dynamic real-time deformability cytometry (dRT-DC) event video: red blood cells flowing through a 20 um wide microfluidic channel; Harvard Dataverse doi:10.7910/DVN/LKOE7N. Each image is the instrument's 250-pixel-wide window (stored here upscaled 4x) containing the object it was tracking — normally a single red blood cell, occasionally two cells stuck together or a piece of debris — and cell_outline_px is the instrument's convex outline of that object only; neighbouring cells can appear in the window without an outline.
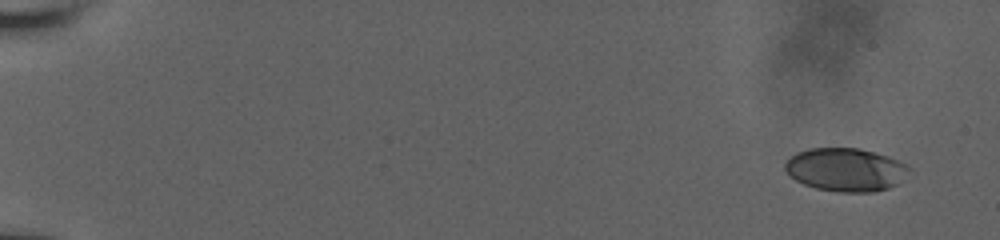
{"species": "human", "species_latin": "Homo sapiens", "temperature_condition": "room temperature", "stored_images_in_passage": 31, "camera_frame_rate_fps": 3000, "um_per_image_px": 0.085, "donor": {"sex": "male"}, "frame": {"image": 1, "passage_image": 1, "time_ms": 0.0, "image_size_px": [1000, 240], "cell_outline_px": [[912, 168], [896, 184], [888, 188], [872, 192], [840, 192], [816, 188], [804, 184], [796, 180], [784, 168], [784, 164], [796, 152], [808, 148], [860, 148], [888, 156], [908, 164]], "centroid_in_image_um": [71.9, 14.41], "position_along_channel_um": 13.1, "area_um2": 31.15}}
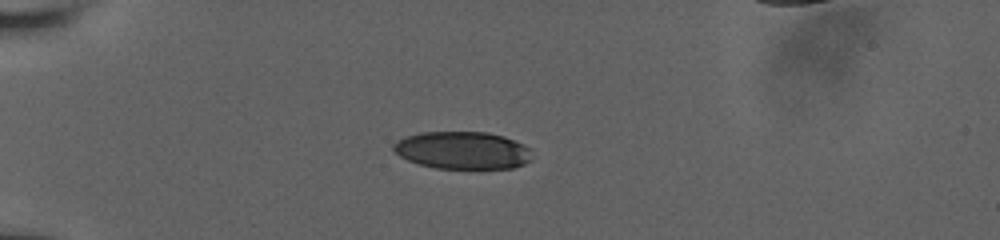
{"frame": {"image": 2, "passage_image": 29, "time_ms": 4.667, "image_size_px": [1000, 240], "cell_outline_px": [[532, 160], [524, 164], [512, 168], [436, 168], [420, 164], [408, 160], [400, 156], [392, 148], [392, 144], [396, 140], [404, 136], [420, 132], [488, 132], [504, 136], [524, 144], [528, 148]], "centroid_in_image_um": [39.3, 12.76], "position_along_channel_um": 45.7, "area_um2": 30.35}}
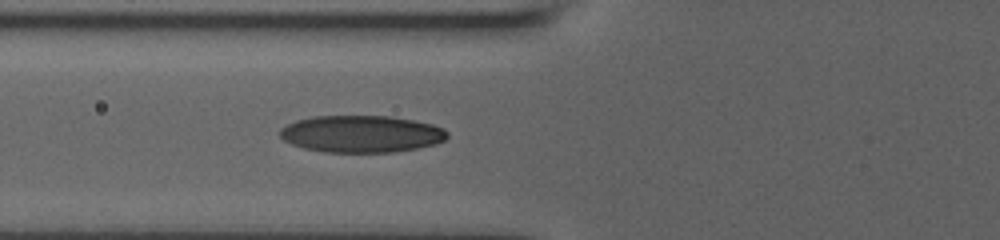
{"frame": {"image": 3, "passage_image": 31, "time_ms": 7.0, "image_size_px": [1000, 240], "cell_outline_px": [[448, 136], [444, 140], [436, 144], [416, 148], [392, 152], [324, 152], [304, 148], [292, 144], [284, 140], [280, 136], [280, 128], [296, 120], [312, 116], [392, 116], [432, 124], [444, 128], [448, 132]], "centroid_in_image_um": [30.72, 11.38], "position_along_channel_um": 95.1, "area_um2": 36.13}}